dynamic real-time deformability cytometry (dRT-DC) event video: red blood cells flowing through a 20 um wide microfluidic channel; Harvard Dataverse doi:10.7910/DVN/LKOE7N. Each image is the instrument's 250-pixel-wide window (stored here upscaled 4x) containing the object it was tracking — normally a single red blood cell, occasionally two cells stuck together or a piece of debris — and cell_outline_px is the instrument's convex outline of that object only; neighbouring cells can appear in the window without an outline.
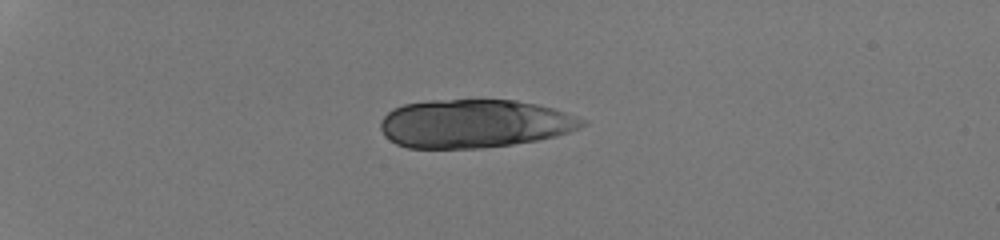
{"species": "human", "species_latin": "Homo sapiens", "temperature_condition": "room temperature", "stored_images_in_passage": 22, "camera_frame_rate_fps": 3000, "um_per_image_px": 0.085, "donor": {"sex": "male"}, "frame": {"image": 1, "passage_image": 1, "time_ms": 0.0, "image_size_px": [1000, 240], "cell_outline_px": [[588, 124], [580, 128], [556, 136], [536, 140], [512, 144], [480, 148], [408, 148], [396, 144], [384, 136], [380, 128], [380, 120], [392, 108], [404, 104], [432, 100], [516, 100], [536, 104], [552, 108], [588, 120]], "centroid_in_image_um": [40.3, 10.51], "position_along_channel_um": 44.7, "area_um2": 57.05}}
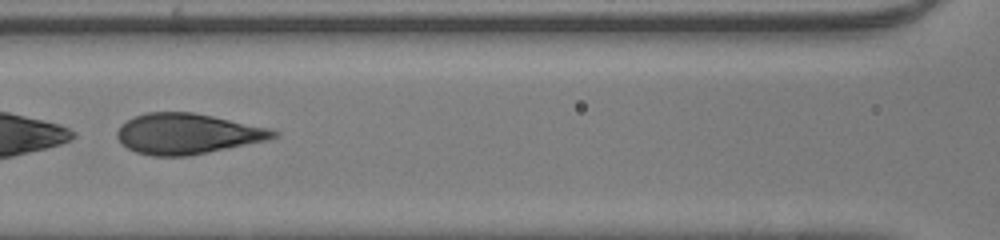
{"frame": {"image": 2, "passage_image": 14, "time_ms": 4.333, "image_size_px": [1000, 240], "cell_outline_px": [[280, 136], [264, 140], [208, 152], [188, 156], [152, 156], [136, 152], [120, 144], [116, 136], [116, 132], [120, 124], [136, 116], [148, 112], [192, 112], [212, 116], [268, 128], [280, 132]], "centroid_in_image_um": [15.86, 11.37], "position_along_channel_um": 150.7, "area_um2": 36.65}}
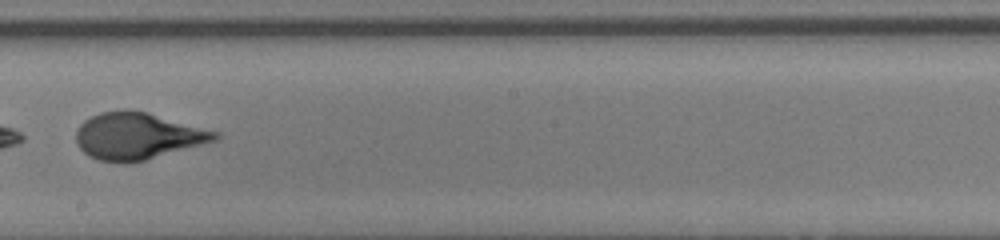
{"frame": {"image": 3, "passage_image": 20, "time_ms": 6.333, "image_size_px": [1000, 240], "cell_outline_px": [[224, 136], [216, 140], [144, 160], [124, 164], [100, 160], [88, 156], [76, 144], [76, 128], [84, 120], [100, 112], [124, 108], [128, 108], [148, 112], [220, 132]], "centroid_in_image_um": [11.68, 11.54], "position_along_channel_um": 236.5, "area_um2": 38.21}}